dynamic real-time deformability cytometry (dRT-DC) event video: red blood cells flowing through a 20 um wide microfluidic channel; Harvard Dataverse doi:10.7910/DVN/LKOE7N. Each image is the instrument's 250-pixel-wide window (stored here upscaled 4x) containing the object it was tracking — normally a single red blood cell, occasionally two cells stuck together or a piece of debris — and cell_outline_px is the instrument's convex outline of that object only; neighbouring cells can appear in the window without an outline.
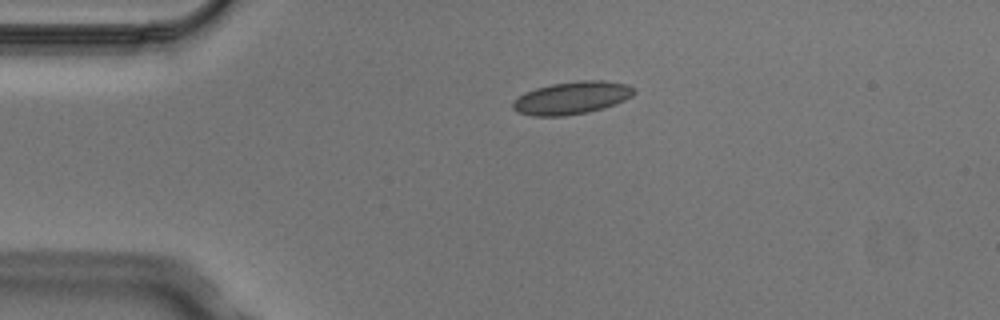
{"species": "Egyptian fruit bat (a non-hibernating species)", "species_latin": "Rousettus aegyptiacus", "temperature_condition": "cold", "stored_images_in_passage": 2, "camera_frame_rate_fps": 3000, "um_per_image_px": 0.085, "animal": {"sex": "male"}, "frame": {"image": 1, "passage_image": 1, "time_ms": 0.0, "image_size_px": [1000, 320], "cell_outline_px": [[636, 92], [632, 96], [616, 104], [604, 108], [588, 112], [564, 116], [532, 116], [516, 112], [512, 108], [512, 104], [520, 96], [536, 88], [552, 84], [580, 80], [604, 80], [628, 84]], "centroid_in_image_um": [48.63, 8.32], "position_along_channel_um": 36.4, "area_um2": 23.0}}